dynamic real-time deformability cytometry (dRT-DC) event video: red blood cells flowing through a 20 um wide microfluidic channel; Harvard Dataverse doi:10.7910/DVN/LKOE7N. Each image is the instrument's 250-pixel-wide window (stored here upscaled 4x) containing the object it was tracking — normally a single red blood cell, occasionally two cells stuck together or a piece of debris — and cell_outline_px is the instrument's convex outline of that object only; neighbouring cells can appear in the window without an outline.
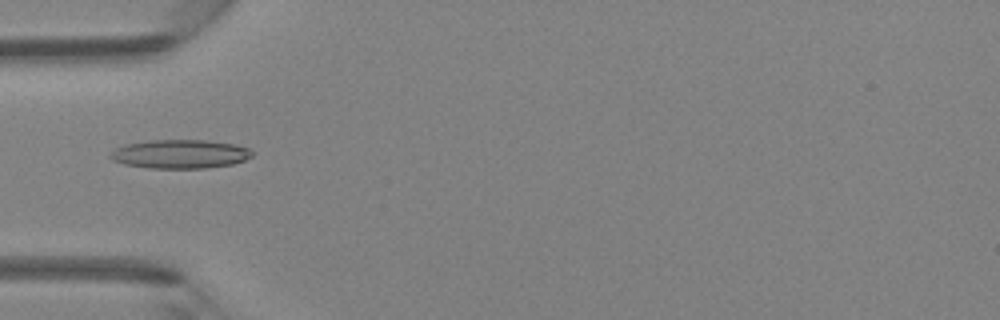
{"species": "Egyptian fruit bat (a non-hibernating species)", "species_latin": "Rousettus aegyptiacus", "temperature_condition": "room temperature", "stored_images_in_passage": 4, "camera_frame_rate_fps": 3000, "um_per_image_px": 0.085, "animal": {"sex": "female"}, "frame": {"image": 1, "passage_image": 4, "time_ms": 4.333, "image_size_px": [1000, 320], "cell_outline_px": [[256, 152], [252, 156], [244, 160], [232, 164], [204, 168], [152, 168], [124, 164], [112, 160], [108, 156], [116, 148], [124, 144], [152, 140], [204, 140], [232, 144], [248, 148]], "centroid_in_image_um": [15.3, 13.09], "position_along_channel_um": 69.7, "area_um2": 23.7}}